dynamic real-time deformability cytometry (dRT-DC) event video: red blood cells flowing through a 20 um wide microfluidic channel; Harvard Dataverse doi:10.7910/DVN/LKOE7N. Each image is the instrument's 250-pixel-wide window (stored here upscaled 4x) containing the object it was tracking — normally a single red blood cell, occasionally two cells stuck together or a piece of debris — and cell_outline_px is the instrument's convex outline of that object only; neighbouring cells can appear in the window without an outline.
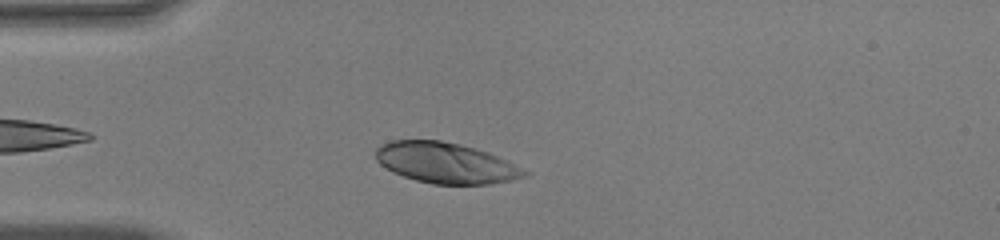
{"species": "human", "species_latin": "Homo sapiens", "temperature_condition": "warm", "stored_images_in_passage": 38, "camera_frame_rate_fps": 3000, "um_per_image_px": 0.085, "donor": {"sex": "male"}, "frame": {"image": 1, "passage_image": 6, "time_ms": 1.667, "image_size_px": [1000, 240], "cell_outline_px": [[532, 172], [528, 176], [512, 180], [488, 184], [432, 184], [416, 180], [392, 172], [380, 164], [376, 160], [376, 148], [380, 144], [392, 140], [440, 140], [460, 144], [476, 148], [488, 152], [508, 160]], "centroid_in_image_um": [37.93, 13.85], "position_along_channel_um": 47.1, "area_um2": 35.6}}
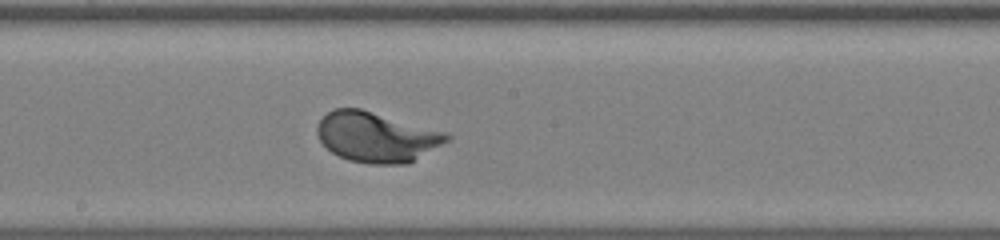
{"frame": {"image": 2, "passage_image": 20, "time_ms": 6.333, "image_size_px": [1000, 240], "cell_outline_px": [[452, 136], [448, 140], [408, 164], [368, 164], [348, 160], [332, 152], [320, 140], [316, 132], [316, 128], [320, 120], [332, 108], [360, 108], [444, 132]], "centroid_in_image_um": [31.96, 11.65], "position_along_channel_um": 216.2, "area_um2": 37.45}}
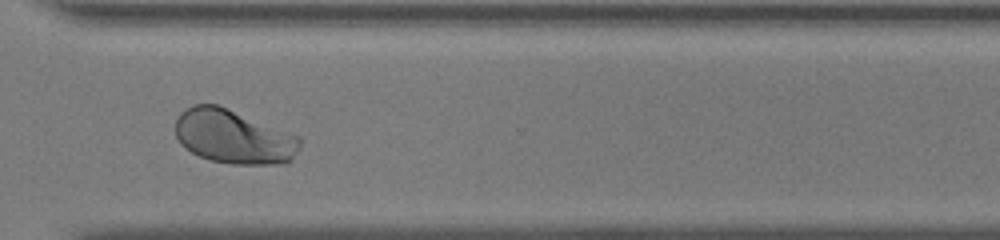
{"frame": {"image": 3, "passage_image": 30, "time_ms": 9.667, "image_size_px": [1000, 240], "cell_outline_px": [[300, 144], [292, 160], [284, 164], [232, 164], [208, 160], [184, 148], [180, 144], [176, 136], [176, 120], [180, 112], [192, 104], [220, 104], [300, 136]], "centroid_in_image_um": [19.85, 11.61], "position_along_channel_um": 350.8, "area_um2": 39.71}, "authors_computed_cell_mechanics": {"area_um2": 37.7723, "velocity_mm_per_s": 4.0266, "shape_relaxation_time_tau1_ms": 1.6807, "shape_relaxation_time_tau2_ms": null, "deformation_change_tau1": 0.1547, "deformation_change_tau2": null}}